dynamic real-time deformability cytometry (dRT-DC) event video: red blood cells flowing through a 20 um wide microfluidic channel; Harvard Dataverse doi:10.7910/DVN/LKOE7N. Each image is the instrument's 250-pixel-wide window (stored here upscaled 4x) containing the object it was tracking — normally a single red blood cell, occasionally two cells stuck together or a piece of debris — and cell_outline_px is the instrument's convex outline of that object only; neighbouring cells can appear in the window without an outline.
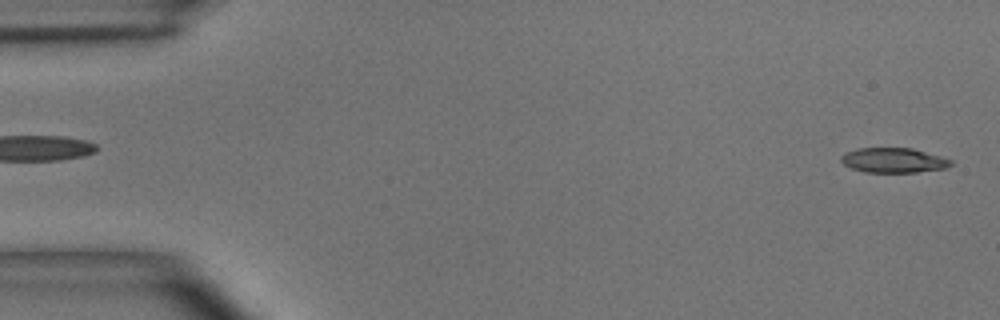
{"species": "common noctule bat (a hibernating species)", "species_latin": "Nyctalus noctula", "temperature_condition": "room temperature", "stored_images_in_passage": 48, "camera_frame_rate_fps": 3000, "um_per_image_px": 0.085, "animal": {"sex": "male", "body_mass_g": 15.6}, "frame": {"image": 1, "passage_image": 1, "time_ms": 0.0, "image_size_px": [1000, 320], "cell_outline_px": [[952, 164], [948, 168], [916, 172], [864, 172], [852, 168], [844, 164], [840, 160], [840, 156], [844, 152], [860, 148], [912, 148], [940, 156], [952, 160]], "centroid_in_image_um": [75.94, 13.62], "position_along_channel_um": 9.1, "area_um2": 15.9}}
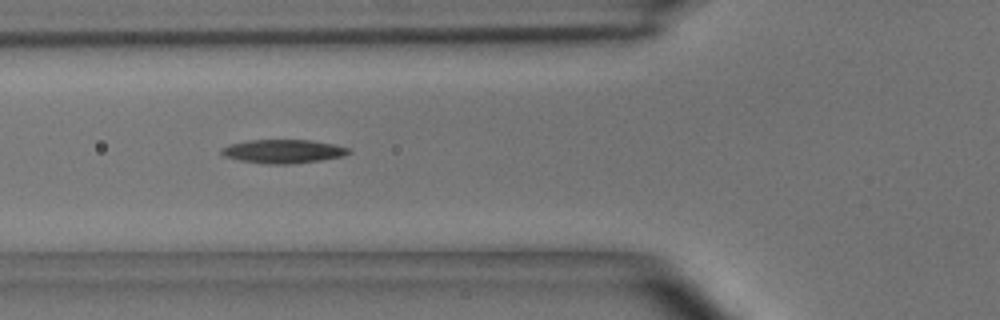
{"frame": {"image": 2, "passage_image": 17, "time_ms": 5.333, "image_size_px": [1000, 320], "cell_outline_px": [[352, 152], [344, 156], [320, 160], [292, 164], [268, 164], [240, 160], [224, 156], [220, 152], [220, 148], [228, 144], [248, 140], [312, 140], [336, 144], [352, 148]], "centroid_in_image_um": [24.11, 12.85], "position_along_channel_um": 101.7, "area_um2": 17.8}}
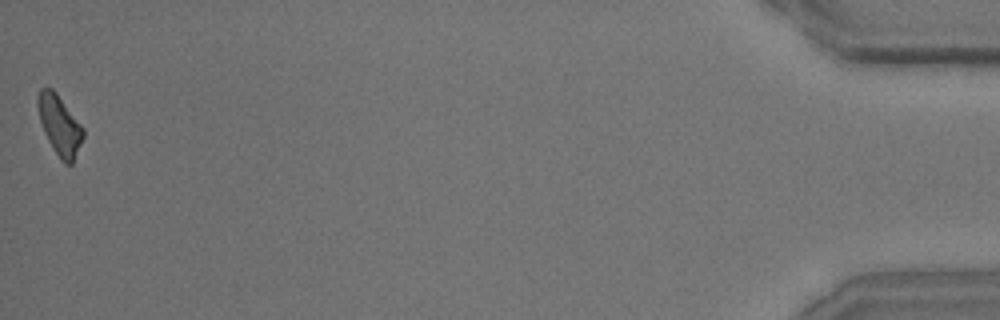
{"frame": {"image": 3, "passage_image": 48, "time_ms": 15.667, "image_size_px": [1000, 320], "cell_outline_px": [[84, 136], [72, 164], [64, 164], [60, 160], [48, 140], [44, 132], [40, 120], [36, 104], [36, 96], [40, 88], [52, 88], [56, 92], [84, 128]], "centroid_in_image_um": [5.05, 10.63], "position_along_channel_um": 430.2, "area_um2": 15.84}, "authors_computed_cell_mechanics": {"area_um2": 16.7042, "velocity_mm_per_s": 4.0863, "shape_relaxation_time_tau1_ms": 5.4423, "shape_relaxation_time_tau2_ms": null, "deformation_change_tau1": 0.1658, "deformation_change_tau2": null}}